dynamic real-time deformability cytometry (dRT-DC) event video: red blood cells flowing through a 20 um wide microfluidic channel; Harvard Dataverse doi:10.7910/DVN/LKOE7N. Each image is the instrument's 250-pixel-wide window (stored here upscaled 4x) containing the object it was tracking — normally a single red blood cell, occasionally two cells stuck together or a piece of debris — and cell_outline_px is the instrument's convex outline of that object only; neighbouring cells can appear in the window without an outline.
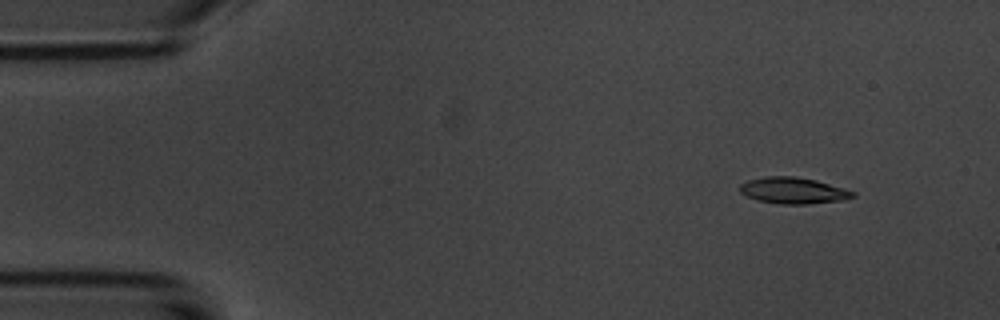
{"species": "common noctule bat (a hibernating species)", "species_latin": "Nyctalus noctula", "temperature_condition": "room temperature", "stored_images_in_passage": 4, "camera_frame_rate_fps": 3000, "um_per_image_px": 0.085, "animal": {"sex": "male", "body_mass_g": 20.1, "forearm_length_mm": 53.5}, "frame": {"image": 1, "passage_image": 1, "time_ms": 0.0, "image_size_px": [1000, 320], "cell_outline_px": [[856, 196], [840, 200], [808, 204], [780, 204], [756, 200], [740, 192], [740, 184], [748, 180], [764, 176], [796, 176], [816, 180], [844, 188], [856, 192]], "centroid_in_image_um": [67.42, 16.19], "position_along_channel_um": 17.6, "area_um2": 17.34}}
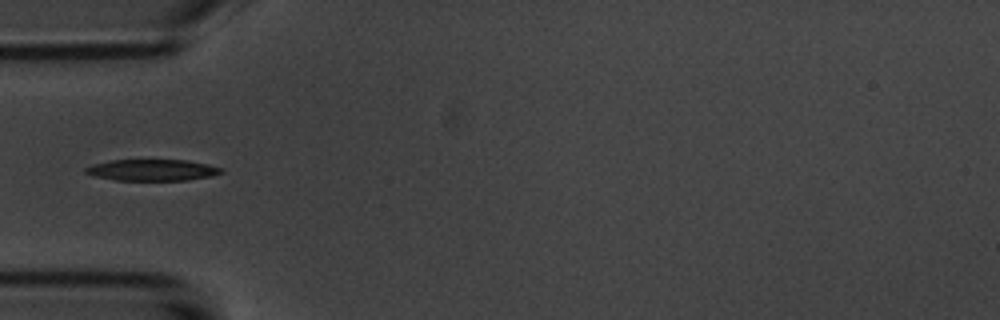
{"frame": {"image": 2, "passage_image": 4, "time_ms": 4.0, "image_size_px": [1000, 320], "cell_outline_px": [[224, 172], [212, 176], [188, 180], [116, 180], [96, 176], [84, 172], [84, 168], [92, 164], [112, 160], [188, 160], [208, 164], [224, 168]], "centroid_in_image_um": [12.99, 14.45], "position_along_channel_um": 72.0, "area_um2": 16.94}}